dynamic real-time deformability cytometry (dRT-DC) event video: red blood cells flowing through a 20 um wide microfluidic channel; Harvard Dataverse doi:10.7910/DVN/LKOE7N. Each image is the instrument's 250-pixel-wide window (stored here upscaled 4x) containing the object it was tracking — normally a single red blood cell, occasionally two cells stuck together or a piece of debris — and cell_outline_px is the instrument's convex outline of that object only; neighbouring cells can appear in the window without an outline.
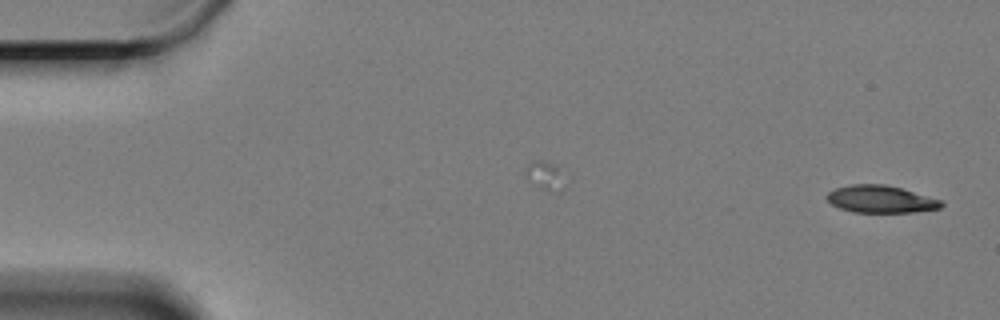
{"species": "Egyptian fruit bat (a non-hibernating species)", "species_latin": "Rousettus aegyptiacus", "temperature_condition": "cold", "stored_images_in_passage": 55, "camera_frame_rate_fps": 3000, "um_per_image_px": 0.085, "animal": {"sex": "female"}, "frame": {"image": 1, "passage_image": 1, "time_ms": 0.0, "image_size_px": [1000, 320], "cell_outline_px": [[944, 204], [940, 208], [916, 212], [852, 212], [840, 208], [832, 204], [824, 196], [828, 192], [836, 188], [852, 184], [884, 184], [900, 188], [940, 200]], "centroid_in_image_um": [74.82, 16.93], "position_along_channel_um": 10.2, "area_um2": 18.03}}
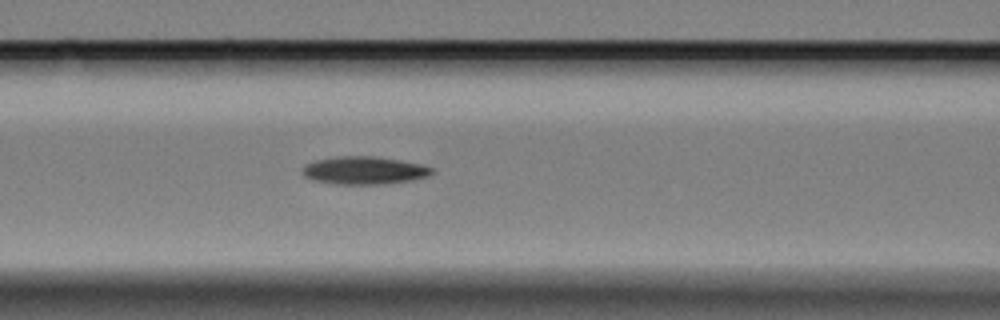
{"frame": {"image": 2, "passage_image": 24, "time_ms": 7.667, "image_size_px": [1000, 320], "cell_outline_px": [[436, 172], [428, 176], [412, 180], [388, 184], [336, 184], [312, 180], [304, 176], [300, 172], [308, 164], [316, 160], [340, 156], [372, 156], [420, 164], [432, 168]], "centroid_in_image_um": [30.96, 14.5], "position_along_channel_um": 135.6, "area_um2": 20.87}}
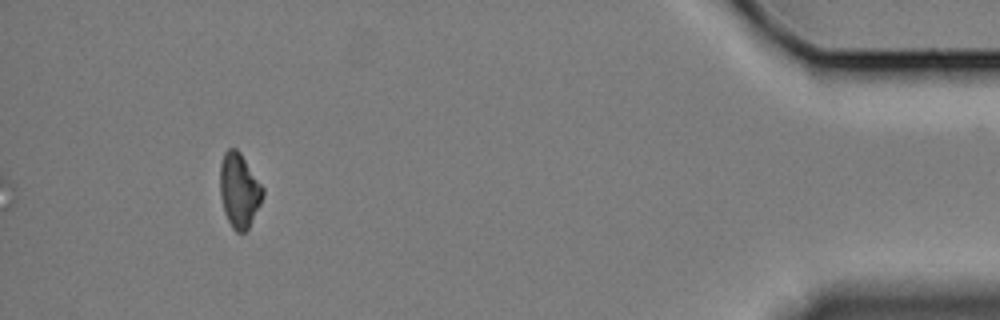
{"frame": {"image": 3, "passage_image": 55, "time_ms": 18.0, "image_size_px": [1000, 320], "cell_outline_px": [[264, 196], [248, 228], [244, 232], [236, 232], [232, 228], [224, 212], [220, 196], [220, 164], [224, 152], [228, 148], [236, 148], [240, 152], [264, 188]], "centroid_in_image_um": [20.32, 16.17], "position_along_channel_um": 414.9, "area_um2": 18.55}, "authors_computed_cell_mechanics": {"area_um2": 19.941, "velocity_mm_per_s": 3.2964, "shape_relaxation_time_tau1_ms": 2.9098, "shape_relaxation_time_tau2_ms": null, "deformation_change_tau1": 0.105, "deformation_change_tau2": null}}